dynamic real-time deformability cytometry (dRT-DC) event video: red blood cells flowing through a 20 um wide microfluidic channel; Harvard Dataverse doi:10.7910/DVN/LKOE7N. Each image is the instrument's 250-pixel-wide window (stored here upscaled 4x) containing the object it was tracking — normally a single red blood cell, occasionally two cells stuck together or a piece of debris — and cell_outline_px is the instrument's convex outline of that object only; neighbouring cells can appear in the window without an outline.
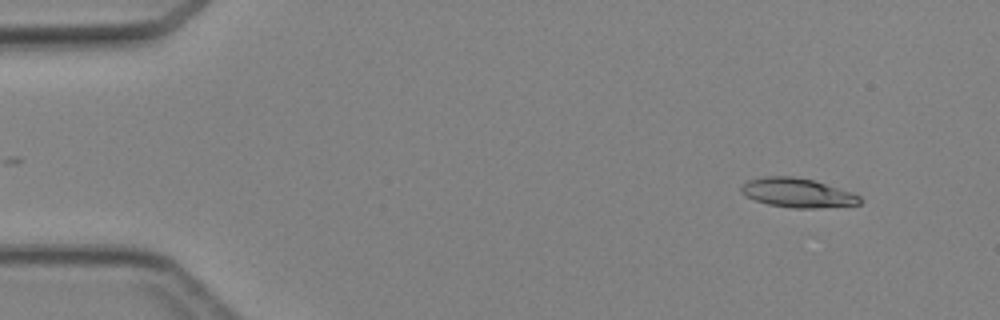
{"species": "Egyptian fruit bat (a non-hibernating species)", "species_latin": "Rousettus aegyptiacus", "temperature_condition": "cold", "stored_images_in_passage": 3, "camera_frame_rate_fps": 3000, "um_per_image_px": 0.085, "animal": {"sex": "female"}, "frame": {"image": 1, "passage_image": 1, "time_ms": 0.0, "image_size_px": [1000, 320], "cell_outline_px": [[860, 204], [816, 208], [792, 208], [768, 204], [756, 200], [740, 192], [740, 188], [748, 180], [764, 176], [792, 176], [812, 180], [860, 196]], "centroid_in_image_um": [67.73, 16.39], "position_along_channel_um": 17.3, "area_um2": 19.71}}